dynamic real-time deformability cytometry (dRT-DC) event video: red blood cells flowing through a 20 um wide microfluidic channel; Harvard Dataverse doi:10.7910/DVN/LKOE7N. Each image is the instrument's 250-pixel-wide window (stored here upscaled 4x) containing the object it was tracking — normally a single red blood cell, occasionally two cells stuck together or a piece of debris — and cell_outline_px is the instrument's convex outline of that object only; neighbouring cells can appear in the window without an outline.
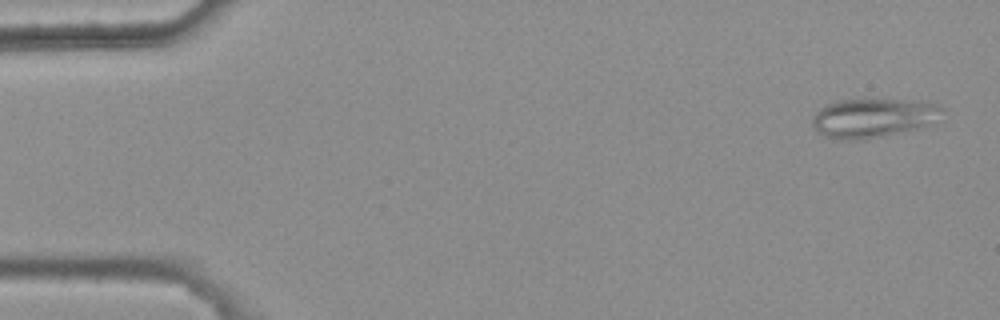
{"species": "common noctule bat (a hibernating species)", "species_latin": "Nyctalus noctula", "temperature_condition": "warm", "stored_images_in_passage": 4, "camera_frame_rate_fps": 3000, "um_per_image_px": 0.085, "animal": {"sex": "female", "body_mass_g": 25.1}, "frame": {"image": 1, "passage_image": 1, "time_ms": 0.0, "image_size_px": [1000, 320], "cell_outline_px": [[944, 108], [928, 124], [920, 128], [864, 140], [844, 140], [824, 136], [816, 132], [812, 124], [812, 116], [820, 108], [836, 100], [864, 96], [872, 96], [916, 100], [940, 104]], "centroid_in_image_um": [74.16, 9.96], "position_along_channel_um": 10.8, "area_um2": 30.75}}